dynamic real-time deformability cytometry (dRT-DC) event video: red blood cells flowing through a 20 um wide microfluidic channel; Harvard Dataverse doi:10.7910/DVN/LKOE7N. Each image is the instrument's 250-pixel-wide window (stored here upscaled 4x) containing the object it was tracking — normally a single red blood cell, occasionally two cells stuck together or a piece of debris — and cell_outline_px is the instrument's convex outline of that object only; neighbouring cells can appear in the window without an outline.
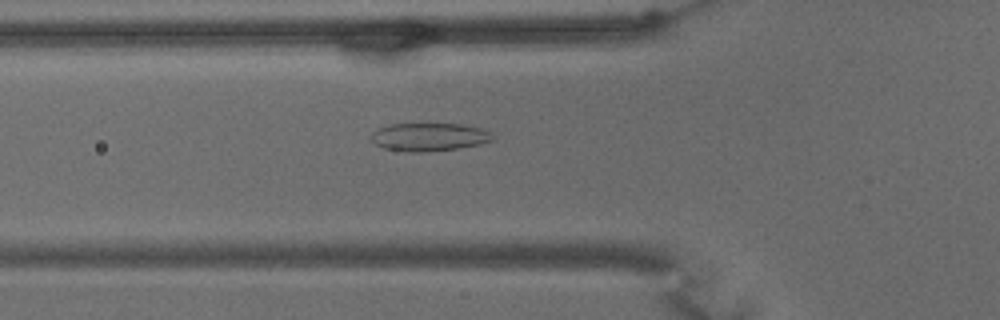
{"species": "common noctule bat (a hibernating species)", "species_latin": "Nyctalus noctula", "temperature_condition": "warm", "stored_images_in_passage": 60, "camera_frame_rate_fps": 3000, "um_per_image_px": 0.085, "animal": {"sex": "male", "body_mass_g": 15.6}, "frame": {"image": 1, "passage_image": 21, "time_ms": 6.667, "image_size_px": [1000, 320], "cell_outline_px": [[492, 140], [480, 144], [456, 148], [424, 152], [404, 152], [384, 148], [376, 144], [372, 140], [372, 132], [376, 128], [392, 124], [464, 124], [480, 128], [488, 132], [492, 136]], "centroid_in_image_um": [36.43, 11.64], "position_along_channel_um": 89.4, "area_um2": 19.71}}
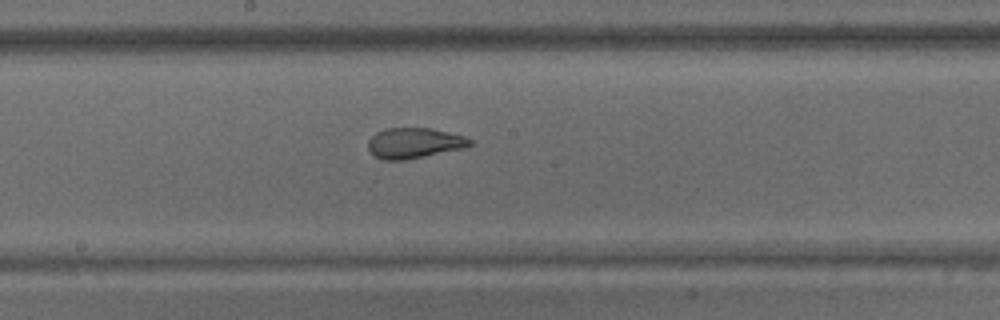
{"frame": {"image": 2, "passage_image": 32, "time_ms": 10.333, "image_size_px": [1000, 320], "cell_outline_px": [[472, 144], [460, 148], [404, 160], [384, 160], [376, 156], [368, 148], [368, 140], [376, 132], [388, 128], [432, 128], [464, 136], [472, 140]], "centroid_in_image_um": [35.17, 12.14], "position_along_channel_um": 213.0, "area_um2": 17.69}}
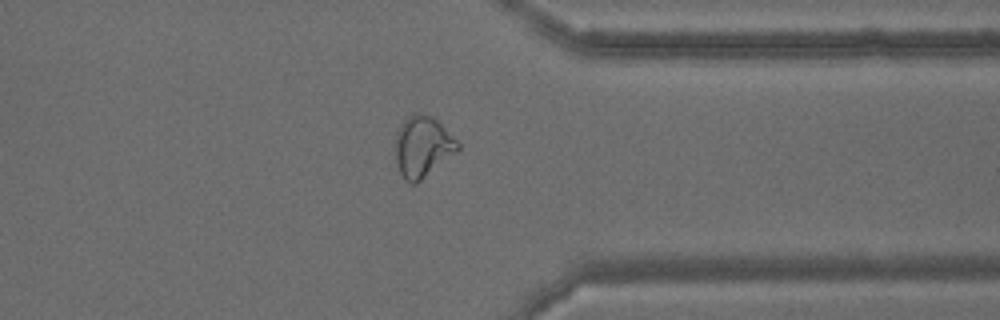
{"frame": {"image": 3, "passage_image": 47, "time_ms": 15.333, "image_size_px": [1000, 320], "cell_outline_px": [[460, 148], [456, 152], [416, 184], [412, 184], [404, 180], [396, 164], [396, 132], [400, 124], [412, 112], [416, 112], [432, 116], [460, 144]], "centroid_in_image_um": [35.89, 12.46], "position_along_channel_um": 375.5, "area_um2": 22.02}, "authors_computed_cell_mechanics": {"area_um2": 22.831, "velocity_mm_per_s": 3.3525, "shape_relaxation_time_tau1_ms": null, "shape_relaxation_time_tau2_ms": 1.2853, "deformation_change_tau1": null, "deformation_change_tau2": 0.0736}}